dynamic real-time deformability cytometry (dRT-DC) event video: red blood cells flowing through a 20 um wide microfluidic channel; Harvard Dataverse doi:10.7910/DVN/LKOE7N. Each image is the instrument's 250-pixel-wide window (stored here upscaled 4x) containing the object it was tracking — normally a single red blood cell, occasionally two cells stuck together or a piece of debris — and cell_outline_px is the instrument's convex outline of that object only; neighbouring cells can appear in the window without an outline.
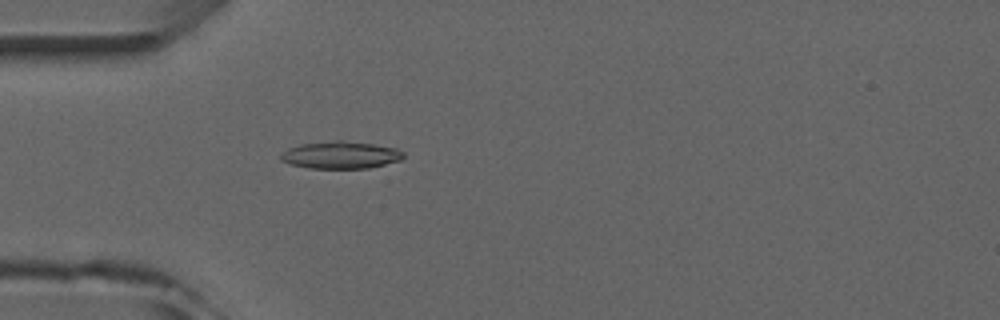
{"species": "common noctule bat (a hibernating species)", "species_latin": "Nyctalus noctula", "temperature_condition": "room temperature", "stored_images_in_passage": 3, "camera_frame_rate_fps": 3000, "um_per_image_px": 0.085, "animal": {"sex": "male", "forearm_length_mm": 52.5}, "frame": {"image": 1, "passage_image": 3, "time_ms": 3.0, "image_size_px": [1000, 320], "cell_outline_px": [[404, 156], [400, 160], [368, 168], [308, 168], [292, 164], [280, 160], [280, 152], [288, 148], [300, 144], [336, 140], [344, 140], [372, 144], [396, 148], [404, 152]], "centroid_in_image_um": [28.92, 13.17], "position_along_channel_um": 56.1, "area_um2": 19.48}}